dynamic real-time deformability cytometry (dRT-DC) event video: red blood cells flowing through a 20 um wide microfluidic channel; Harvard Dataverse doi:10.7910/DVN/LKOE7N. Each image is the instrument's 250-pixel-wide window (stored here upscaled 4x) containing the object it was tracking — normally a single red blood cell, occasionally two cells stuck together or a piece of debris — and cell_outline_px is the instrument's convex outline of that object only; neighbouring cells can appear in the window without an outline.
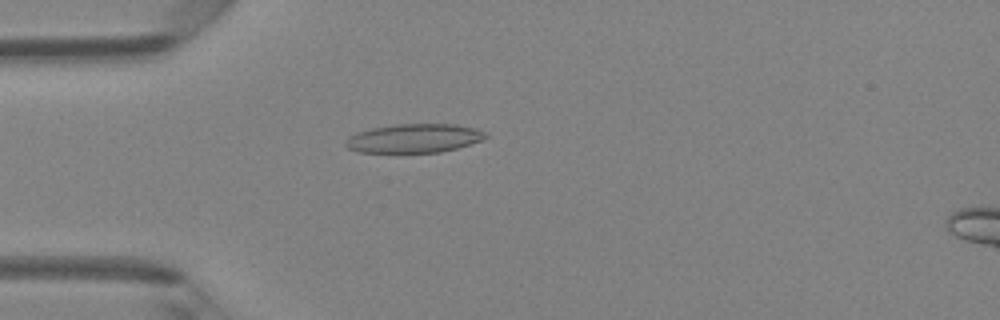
{"species": "Egyptian fruit bat (a non-hibernating species)", "species_latin": "Rousettus aegyptiacus", "temperature_condition": "room temperature", "stored_images_in_passage": 48, "camera_frame_rate_fps": 3000, "um_per_image_px": 0.085, "animal": {"sex": "female"}, "frame": {"image": 1, "passage_image": 13, "time_ms": 4.0, "image_size_px": [1000, 320], "cell_outline_px": [[488, 136], [480, 140], [456, 148], [440, 152], [356, 152], [348, 148], [344, 144], [348, 136], [356, 132], [372, 128], [396, 124], [456, 124], [476, 128], [484, 132]], "centroid_in_image_um": [35.15, 11.75], "position_along_channel_um": 49.8, "area_um2": 23.41}}
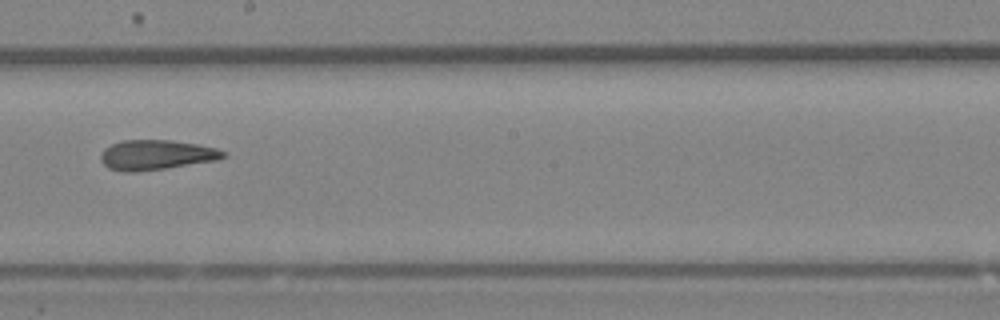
{"frame": {"image": 2, "passage_image": 27, "time_ms": 8.667, "image_size_px": [1000, 320], "cell_outline_px": [[228, 156], [216, 160], [164, 168], [136, 172], [128, 172], [108, 168], [100, 160], [100, 152], [104, 148], [120, 140], [172, 140], [196, 144], [216, 148], [224, 152]], "centroid_in_image_um": [13.24, 13.16], "position_along_channel_um": 235.0, "area_um2": 21.27}}
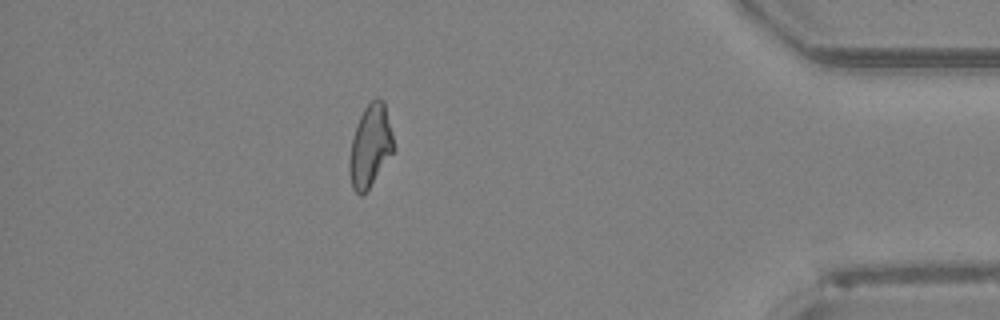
{"frame": {"image": 3, "passage_image": 42, "time_ms": 13.667, "image_size_px": [1000, 320], "cell_outline_px": [[396, 148], [368, 188], [360, 196], [352, 188], [348, 168], [348, 160], [352, 140], [360, 116], [364, 108], [376, 96], [384, 100]], "centroid_in_image_um": [31.48, 12.38], "position_along_channel_um": 403.7, "area_um2": 21.1}, "authors_computed_cell_mechanics": {"area_um2": 21.6461, "velocity_mm_per_s": 4.2193, "shape_relaxation_time_tau1_ms": null, "shape_relaxation_time_tau2_ms": 4.1643, "deformation_change_tau1": null, "deformation_change_tau2": 0.1413}}